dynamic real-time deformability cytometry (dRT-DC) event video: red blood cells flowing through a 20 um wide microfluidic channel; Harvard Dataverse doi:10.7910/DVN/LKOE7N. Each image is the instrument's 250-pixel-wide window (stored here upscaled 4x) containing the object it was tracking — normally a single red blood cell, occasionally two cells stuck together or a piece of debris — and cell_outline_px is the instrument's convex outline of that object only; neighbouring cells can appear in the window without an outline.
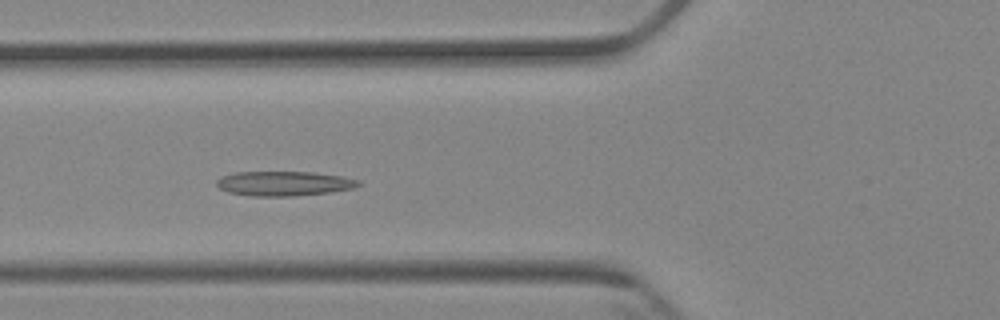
{"species": "Egyptian fruit bat (a non-hibernating species)", "species_latin": "Rousettus aegyptiacus", "temperature_condition": "cold", "stored_images_in_passage": 9, "camera_frame_rate_fps": 3000, "um_per_image_px": 0.085, "animal": {"sex": "female"}, "frame": {"image": 1, "passage_image": 8, "time_ms": 8.0, "image_size_px": [1000, 320], "cell_outline_px": [[360, 184], [352, 188], [328, 192], [292, 196], [252, 196], [228, 192], [220, 188], [216, 184], [216, 180], [220, 176], [236, 172], [312, 172], [340, 176], [360, 180]], "centroid_in_image_um": [24.08, 15.59], "position_along_channel_um": 101.7, "area_um2": 20.17}}
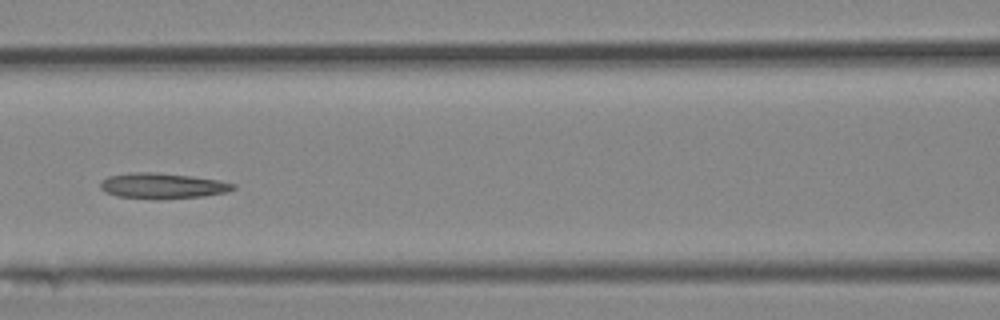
{"frame": {"image": 2, "passage_image": 9, "time_ms": 9.333, "image_size_px": [1000, 320], "cell_outline_px": [[236, 188], [228, 192], [204, 196], [116, 196], [104, 192], [100, 188], [100, 180], [108, 176], [128, 172], [156, 172], [192, 176], [216, 180], [236, 184]], "centroid_in_image_um": [13.78, 15.73], "position_along_channel_um": 152.8, "area_um2": 18.9}}